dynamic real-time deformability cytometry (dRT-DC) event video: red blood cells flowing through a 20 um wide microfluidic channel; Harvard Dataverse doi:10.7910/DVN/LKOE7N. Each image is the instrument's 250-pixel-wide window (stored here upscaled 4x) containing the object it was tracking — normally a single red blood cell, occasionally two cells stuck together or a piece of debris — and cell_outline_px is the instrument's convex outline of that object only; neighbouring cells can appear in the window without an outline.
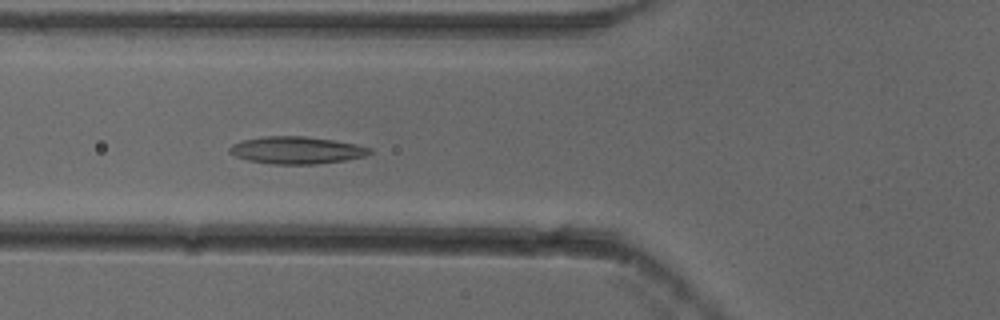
{"species": "common noctule bat (a hibernating species)", "species_latin": "Nyctalus noctula", "temperature_condition": "cold", "stored_images_in_passage": 25, "camera_frame_rate_fps": 3000, "um_per_image_px": 0.085, "animal": {"sex": "female"}, "frame": {"image": 1, "passage_image": 20, "time_ms": 6.333, "image_size_px": [1000, 320], "cell_outline_px": [[372, 152], [364, 156], [344, 160], [316, 164], [272, 164], [248, 160], [236, 156], [228, 152], [228, 148], [232, 144], [244, 140], [264, 136], [304, 136], [332, 140], [356, 144], [372, 148]], "centroid_in_image_um": [25.19, 12.76], "position_along_channel_um": 100.6, "area_um2": 22.14}}
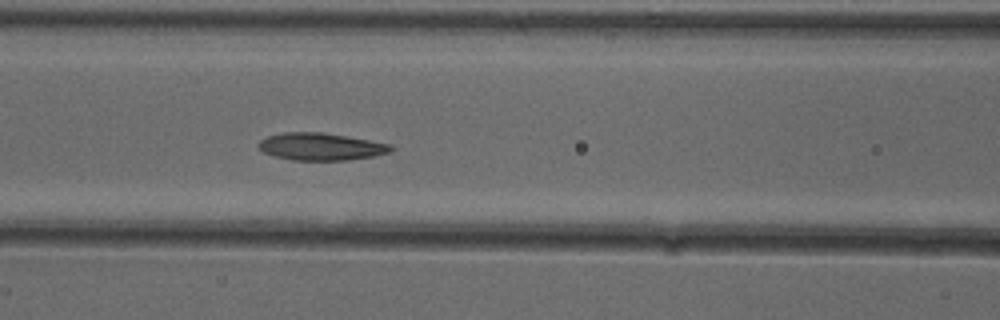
{"frame": {"image": 2, "passage_image": 23, "time_ms": 7.333, "image_size_px": [1000, 320], "cell_outline_px": [[396, 148], [392, 152], [372, 156], [348, 160], [292, 160], [276, 156], [264, 152], [260, 148], [260, 140], [268, 136], [284, 132], [320, 132], [392, 144]], "centroid_in_image_um": [27.33, 12.46], "position_along_channel_um": 139.3, "area_um2": 20.87}}